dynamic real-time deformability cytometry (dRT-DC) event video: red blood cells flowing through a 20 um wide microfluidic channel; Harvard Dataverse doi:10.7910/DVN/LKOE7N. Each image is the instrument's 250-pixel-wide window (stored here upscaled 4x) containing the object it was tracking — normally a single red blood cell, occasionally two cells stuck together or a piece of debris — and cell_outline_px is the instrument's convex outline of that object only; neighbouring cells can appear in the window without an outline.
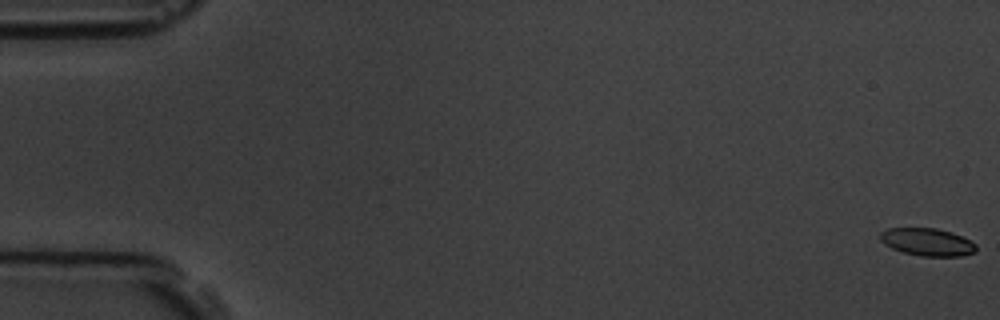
{"species": "common noctule bat (a hibernating species)", "species_latin": "Nyctalus noctula", "temperature_condition": "room temperature", "stored_images_in_passage": 7, "camera_frame_rate_fps": 3000, "um_per_image_px": 0.085, "animal": {"sex": "male", "body_mass_g": 19.5, "forearm_length_mm": 54.6}, "frame": {"image": 1, "passage_image": 1, "time_ms": 0.0, "image_size_px": [1000, 320], "cell_outline_px": [[976, 252], [960, 256], [920, 256], [904, 252], [892, 248], [884, 244], [880, 240], [880, 232], [888, 228], [936, 228], [952, 232], [976, 244]], "centroid_in_image_um": [78.81, 20.57], "position_along_channel_um": 6.2, "area_um2": 15.37}}
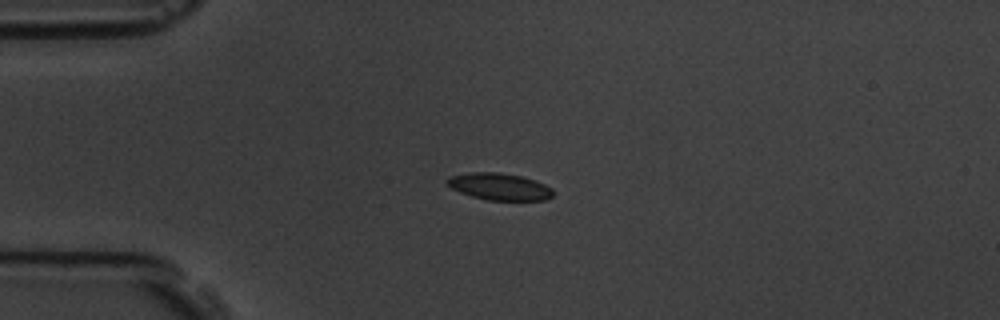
{"frame": {"image": 2, "passage_image": 5, "time_ms": 4.667, "image_size_px": [1000, 320], "cell_outline_px": [[552, 196], [544, 200], [488, 200], [472, 196], [460, 192], [452, 188], [444, 180], [448, 176], [468, 172], [500, 172], [524, 176], [536, 180], [552, 188]], "centroid_in_image_um": [42.43, 15.84], "position_along_channel_um": 42.6, "area_um2": 16.76}}
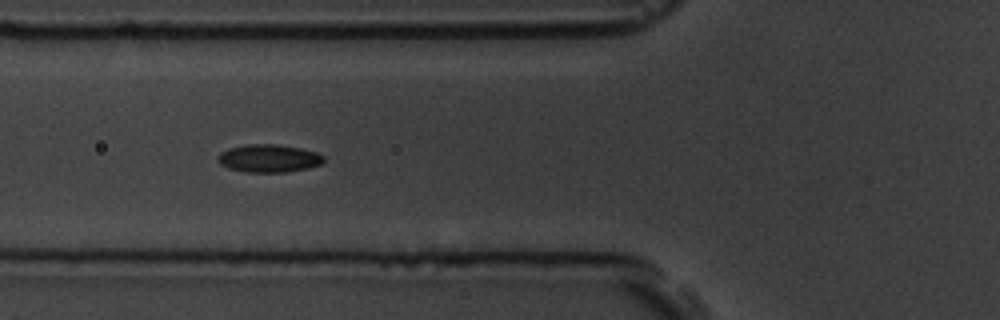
{"frame": {"image": 3, "passage_image": 7, "time_ms": 7.0, "image_size_px": [1000, 320], "cell_outline_px": [[324, 160], [320, 164], [308, 168], [284, 172], [244, 172], [228, 168], [220, 164], [216, 160], [216, 156], [220, 152], [228, 148], [248, 144], [276, 144], [300, 148], [316, 152], [324, 156]], "centroid_in_image_um": [22.8, 13.46], "position_along_channel_um": 103.0, "area_um2": 17.28}}